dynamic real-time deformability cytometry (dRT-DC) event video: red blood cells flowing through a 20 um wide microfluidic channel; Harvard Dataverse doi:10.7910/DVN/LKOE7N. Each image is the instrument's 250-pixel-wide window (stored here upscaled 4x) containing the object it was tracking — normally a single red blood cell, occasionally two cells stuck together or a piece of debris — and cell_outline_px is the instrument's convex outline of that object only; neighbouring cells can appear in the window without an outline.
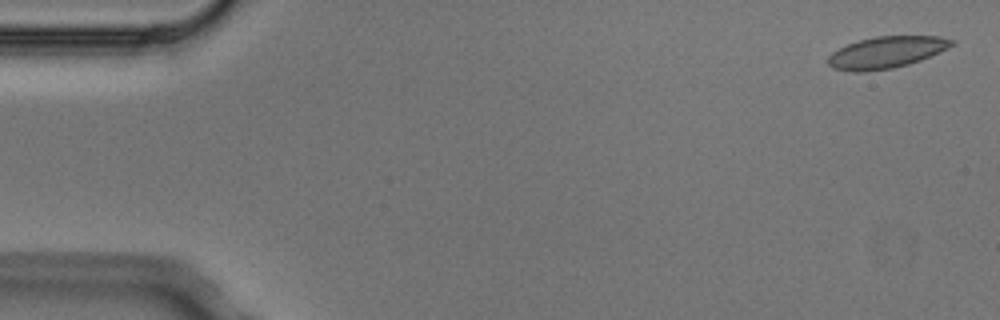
{"species": "Egyptian fruit bat (a non-hibernating species)", "species_latin": "Rousettus aegyptiacus", "temperature_condition": "cold", "stored_images_in_passage": 3, "camera_frame_rate_fps": 3000, "um_per_image_px": 0.085, "animal": {"sex": "male"}, "frame": {"image": 1, "passage_image": 1, "time_ms": 0.0, "image_size_px": [1000, 320], "cell_outline_px": [[956, 44], [940, 52], [920, 60], [908, 64], [892, 68], [864, 72], [852, 72], [832, 68], [828, 64], [828, 56], [832, 52], [848, 44], [860, 40], [876, 36], [940, 36], [956, 40]], "centroid_in_image_um": [75.36, 4.45], "position_along_channel_um": 9.6, "area_um2": 22.89}}
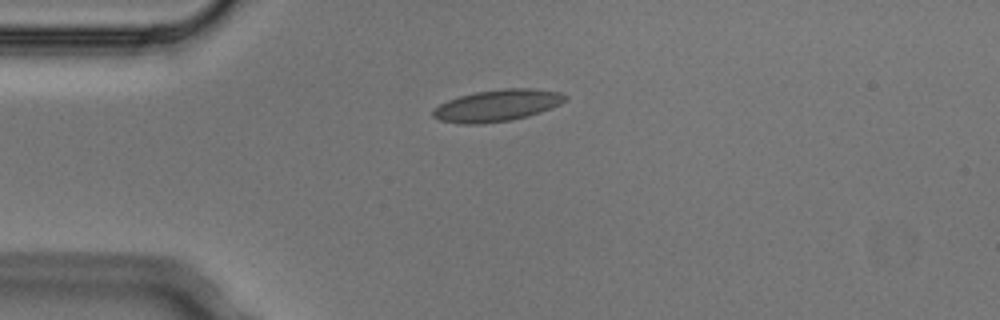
{"frame": {"image": 2, "passage_image": 3, "time_ms": 0.667, "image_size_px": [1000, 320], "cell_outline_px": [[568, 96], [560, 104], [552, 108], [528, 116], [512, 120], [480, 124], [460, 124], [440, 120], [432, 116], [432, 108], [448, 100], [460, 96], [476, 92], [504, 88], [532, 88], [560, 92]], "centroid_in_image_um": [42.25, 8.97], "position_along_channel_um": 42.8, "area_um2": 24.51}}